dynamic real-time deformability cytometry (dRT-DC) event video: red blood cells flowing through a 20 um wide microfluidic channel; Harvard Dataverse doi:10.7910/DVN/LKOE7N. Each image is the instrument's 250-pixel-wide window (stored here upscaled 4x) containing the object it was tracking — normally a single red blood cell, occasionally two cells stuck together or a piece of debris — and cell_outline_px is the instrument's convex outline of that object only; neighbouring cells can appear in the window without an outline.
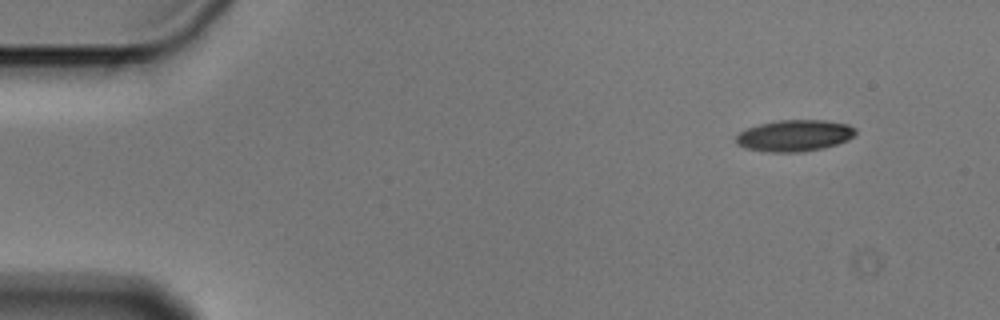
{"species": "Egyptian fruit bat (a non-hibernating species)", "species_latin": "Rousettus aegyptiacus", "temperature_condition": "cold", "stored_images_in_passage": 3, "segment_of_instrument_passage": [2, 2], "camera_frame_rate_fps": 3000, "um_per_image_px": 0.085, "animal": {"sex": "male"}, "frame": {"image": 1, "passage_image": 3, "time_ms": 0.667, "image_size_px": [1000, 320], "cell_outline_px": [[856, 132], [848, 140], [824, 148], [804, 152], [764, 152], [744, 148], [736, 144], [736, 136], [740, 132], [748, 128], [760, 124], [780, 120], [824, 120], [848, 124], [856, 128]], "centroid_in_image_um": [67.53, 11.54], "position_along_channel_um": 17.5, "area_um2": 22.02}}